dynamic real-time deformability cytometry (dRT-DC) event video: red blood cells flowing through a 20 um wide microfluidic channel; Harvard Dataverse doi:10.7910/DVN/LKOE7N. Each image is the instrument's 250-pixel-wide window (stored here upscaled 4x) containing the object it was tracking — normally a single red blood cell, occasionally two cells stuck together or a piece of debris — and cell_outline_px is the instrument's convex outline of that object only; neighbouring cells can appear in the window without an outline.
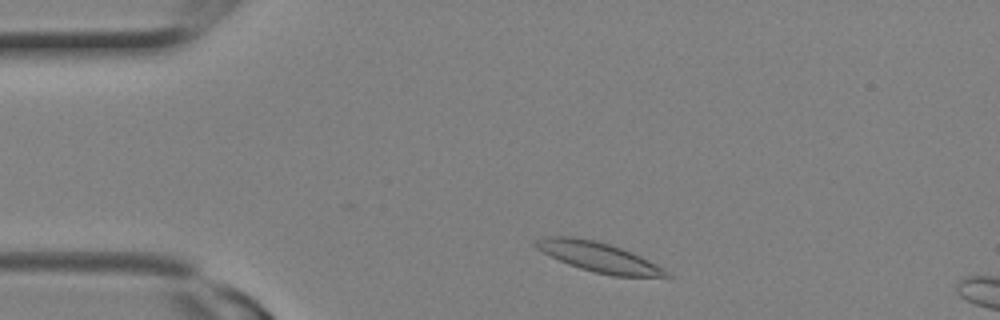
{"species": "Egyptian fruit bat (a non-hibernating species)", "species_latin": "Rousettus aegyptiacus", "temperature_condition": "room temperature", "stored_images_in_passage": 5, "camera_frame_rate_fps": 3000, "um_per_image_px": 0.085, "animal": {"sex": "female"}, "frame": {"image": 1, "passage_image": 2, "time_ms": 0.333, "image_size_px": [1000, 320], "cell_outline_px": [[672, 276], [612, 276], [580, 268], [568, 264], [536, 248], [532, 244], [536, 240], [544, 236], [576, 236], [596, 240], [620, 248], [640, 256], [664, 268]], "centroid_in_image_um": [50.84, 21.82], "position_along_channel_um": 34.2, "area_um2": 22.31}}